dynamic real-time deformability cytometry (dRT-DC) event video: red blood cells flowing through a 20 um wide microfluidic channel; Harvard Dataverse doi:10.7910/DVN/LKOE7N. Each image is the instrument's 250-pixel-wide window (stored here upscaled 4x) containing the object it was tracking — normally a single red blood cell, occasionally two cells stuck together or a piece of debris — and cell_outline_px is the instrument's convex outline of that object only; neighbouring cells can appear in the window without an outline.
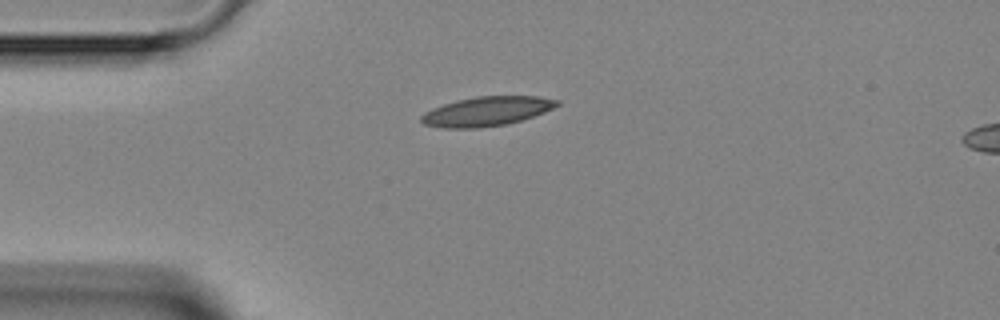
{"species": "Egyptian fruit bat (a non-hibernating species)", "species_latin": "Rousettus aegyptiacus", "temperature_condition": "room temperature", "stored_images_in_passage": 2, "camera_frame_rate_fps": 3000, "um_per_image_px": 0.085, "animal": {"sex": "female"}, "frame": {"image": 1, "passage_image": 1, "time_ms": 0.0, "image_size_px": [1000, 320], "cell_outline_px": [[560, 104], [544, 112], [508, 124], [480, 128], [440, 128], [424, 124], [420, 120], [420, 116], [424, 112], [432, 108], [456, 100], [476, 96], [540, 96], [560, 100]], "centroid_in_image_um": [41.35, 9.46], "position_along_channel_um": 43.7, "area_um2": 23.35}}